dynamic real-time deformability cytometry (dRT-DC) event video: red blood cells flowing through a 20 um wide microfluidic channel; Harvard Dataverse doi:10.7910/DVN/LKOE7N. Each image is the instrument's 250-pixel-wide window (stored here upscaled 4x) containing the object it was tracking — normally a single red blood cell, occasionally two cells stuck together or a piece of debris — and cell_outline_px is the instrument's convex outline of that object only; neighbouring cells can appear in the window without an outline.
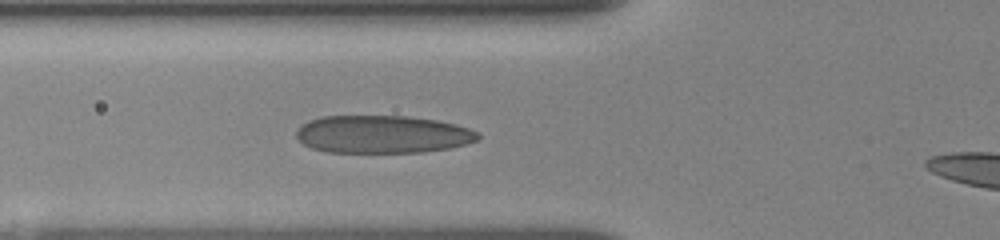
{"species": "human", "species_latin": "Homo sapiens", "temperature_condition": "room temperature", "stored_images_in_passage": 4, "segment_of_instrument_passage": [1, 2], "camera_frame_rate_fps": 3000, "um_per_image_px": 0.085, "donor": {"sex": "female"}, "frame": {"image": 1, "passage_image": 3, "time_ms": 2.0, "image_size_px": [1000, 240], "cell_outline_px": [[480, 140], [448, 148], [420, 152], [328, 152], [312, 148], [304, 144], [296, 136], [296, 132], [300, 124], [308, 120], [320, 116], [408, 116], [436, 120], [456, 124], [480, 132]], "centroid_in_image_um": [32.51, 11.41], "position_along_channel_um": 93.3, "area_um2": 40.11}}